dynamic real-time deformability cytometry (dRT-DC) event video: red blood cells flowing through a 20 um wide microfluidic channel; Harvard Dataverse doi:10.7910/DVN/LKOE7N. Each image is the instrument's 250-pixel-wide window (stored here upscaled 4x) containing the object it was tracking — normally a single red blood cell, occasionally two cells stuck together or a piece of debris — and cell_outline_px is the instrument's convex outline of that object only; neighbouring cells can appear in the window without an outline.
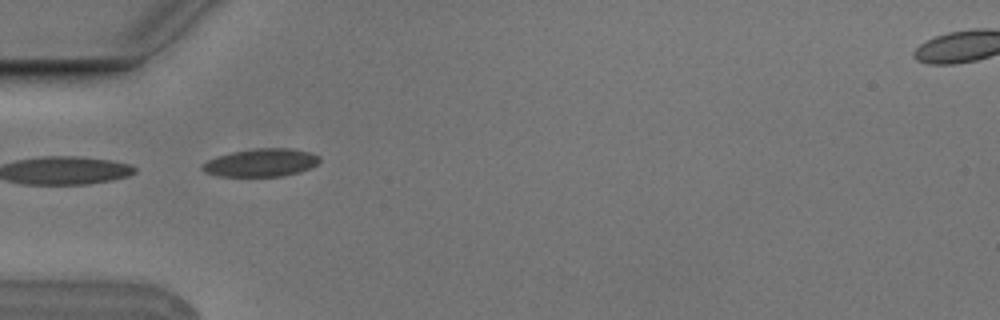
{"species": "Egyptian fruit bat (a non-hibernating species)", "species_latin": "Rousettus aegyptiacus", "temperature_condition": "cold", "stored_images_in_passage": 4, "camera_frame_rate_fps": 3000, "um_per_image_px": 0.085, "animal": {"sex": "male"}, "frame": {"image": 1, "passage_image": 3, "time_ms": 0.667, "image_size_px": [1000, 320], "cell_outline_px": [[320, 160], [316, 164], [300, 172], [280, 176], [220, 176], [204, 172], [200, 168], [200, 164], [216, 156], [232, 152], [256, 148], [288, 148], [308, 152], [320, 156]], "centroid_in_image_um": [22.14, 13.82], "position_along_channel_um": 62.9, "area_um2": 19.02}}